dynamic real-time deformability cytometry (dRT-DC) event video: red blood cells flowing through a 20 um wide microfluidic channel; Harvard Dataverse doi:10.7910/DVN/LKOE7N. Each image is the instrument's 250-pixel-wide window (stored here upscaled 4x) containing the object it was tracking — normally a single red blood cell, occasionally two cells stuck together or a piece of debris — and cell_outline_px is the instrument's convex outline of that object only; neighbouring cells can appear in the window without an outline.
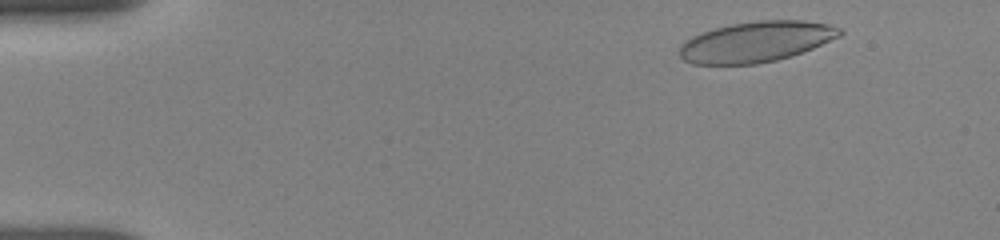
{"species": "human", "species_latin": "Homo sapiens", "temperature_condition": "room temperature", "stored_images_in_passage": 56, "camera_frame_rate_fps": 3000, "um_per_image_px": 0.085, "donor": {"sex": "female"}, "frame": {"image": 1, "passage_image": 5, "time_ms": 1.0, "image_size_px": [1000, 240], "cell_outline_px": [[844, 32], [840, 36], [812, 48], [776, 60], [756, 64], [692, 64], [684, 60], [680, 56], [680, 44], [684, 40], [692, 36], [716, 28], [732, 24], [756, 20], [804, 20], [828, 24], [840, 28]], "centroid_in_image_um": [64.26, 3.54], "position_along_channel_um": 20.7, "area_um2": 37.69}}
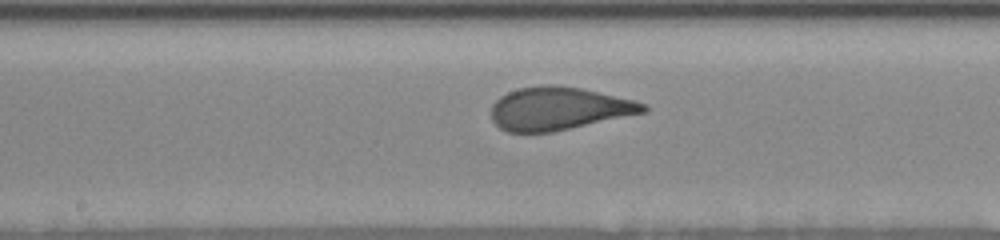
{"frame": {"image": 2, "passage_image": 34, "time_ms": 8.333, "image_size_px": [1000, 240], "cell_outline_px": [[648, 112], [552, 132], [508, 132], [500, 128], [492, 120], [492, 104], [500, 96], [508, 92], [520, 88], [544, 84], [552, 84], [580, 88], [632, 100], [644, 104], [648, 108]], "centroid_in_image_um": [47.47, 9.23], "position_along_channel_um": 200.7, "area_um2": 37.86}}
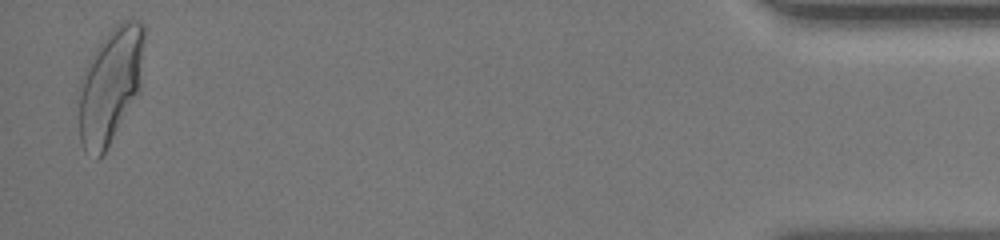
{"frame": {"image": 3, "passage_image": 56, "time_ms": 16.333, "image_size_px": [1000, 240], "cell_outline_px": [[144, 36], [136, 92], [104, 152], [96, 160], [84, 148], [80, 140], [80, 80], [96, 48], [108, 32], [120, 20], [140, 20], [144, 24]], "centroid_in_image_um": [9.33, 7.19], "position_along_channel_um": 425.9, "area_um2": 41.79}, "authors_computed_cell_mechanics": {"area_um2": 38.3503, "velocity_mm_per_s": 3.7963, "shape_relaxation_time_tau1_ms": 4.4644, "shape_relaxation_time_tau2_ms": null, "deformation_change_tau1": 0.1787, "deformation_change_tau2": null}}